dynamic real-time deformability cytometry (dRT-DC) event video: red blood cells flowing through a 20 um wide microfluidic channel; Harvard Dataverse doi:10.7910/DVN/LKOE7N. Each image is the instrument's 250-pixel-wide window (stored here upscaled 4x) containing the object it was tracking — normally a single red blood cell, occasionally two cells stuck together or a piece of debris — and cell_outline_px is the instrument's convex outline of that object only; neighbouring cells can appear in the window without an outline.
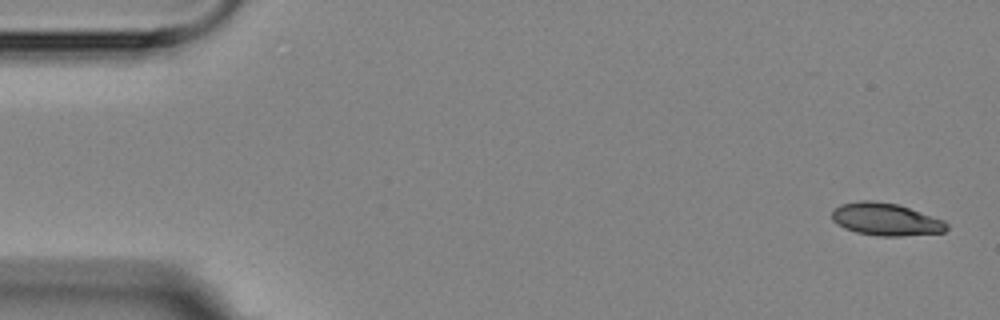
{"species": "Egyptian fruit bat (a non-hibernating species)", "species_latin": "Rousettus aegyptiacus", "temperature_condition": "room temperature", "stored_images_in_passage": 5, "camera_frame_rate_fps": 3000, "um_per_image_px": 0.085, "animal": {"sex": "female"}, "frame": {"image": 1, "passage_image": 1, "time_ms": 0.0, "image_size_px": [1000, 320], "cell_outline_px": [[948, 228], [944, 232], [900, 236], [880, 236], [856, 232], [844, 228], [836, 224], [832, 220], [832, 212], [840, 204], [860, 200], [872, 200], [900, 204], [944, 220], [948, 224]], "centroid_in_image_um": [75.29, 18.63], "position_along_channel_um": 9.7, "area_um2": 21.91}}
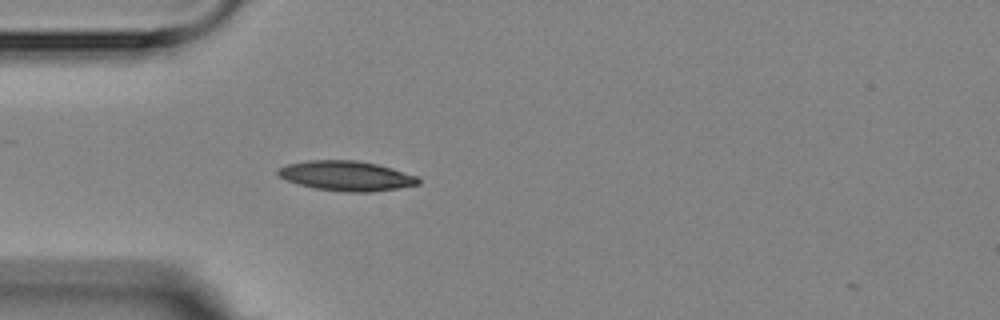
{"frame": {"image": 2, "passage_image": 5, "time_ms": 4.667, "image_size_px": [1000, 320], "cell_outline_px": [[420, 184], [400, 188], [372, 192], [348, 192], [316, 188], [300, 184], [288, 180], [280, 176], [276, 172], [280, 168], [288, 164], [308, 160], [356, 160], [376, 164], [392, 168], [420, 176]], "centroid_in_image_um": [29.52, 14.94], "position_along_channel_um": 55.5, "area_um2": 24.33}}